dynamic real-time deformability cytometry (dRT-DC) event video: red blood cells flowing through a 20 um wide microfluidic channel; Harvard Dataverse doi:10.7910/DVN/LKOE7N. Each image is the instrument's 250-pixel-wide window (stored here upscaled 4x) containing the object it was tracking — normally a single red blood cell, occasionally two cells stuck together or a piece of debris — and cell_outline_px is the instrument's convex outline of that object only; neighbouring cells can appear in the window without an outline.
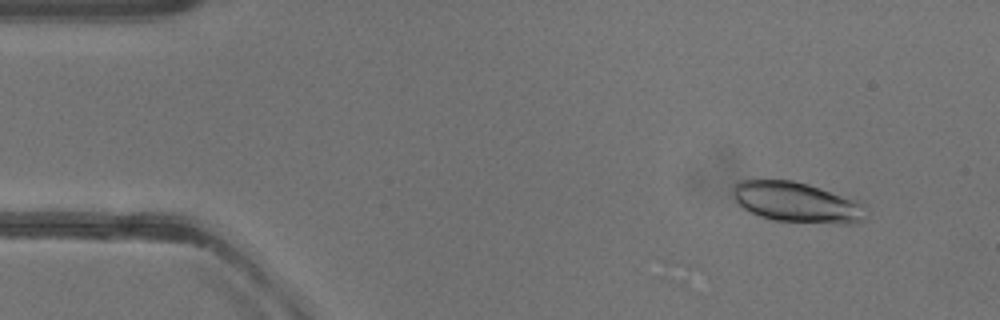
{"species": "common noctule bat (a hibernating species)", "species_latin": "Nyctalus noctula", "temperature_condition": "warm", "stored_images_in_passage": 52, "camera_frame_rate_fps": 3000, "um_per_image_px": 0.085, "animal": {"sex": "female"}, "frame": {"image": 1, "passage_image": 5, "time_ms": 1.333, "image_size_px": [1000, 320], "cell_outline_px": [[868, 220], [852, 224], [836, 224], [772, 220], [756, 216], [748, 212], [736, 200], [732, 192], [732, 188], [740, 180], [792, 180], [808, 184], [868, 204]], "centroid_in_image_um": [67.82, 17.22], "position_along_channel_um": 17.2, "area_um2": 31.91}}
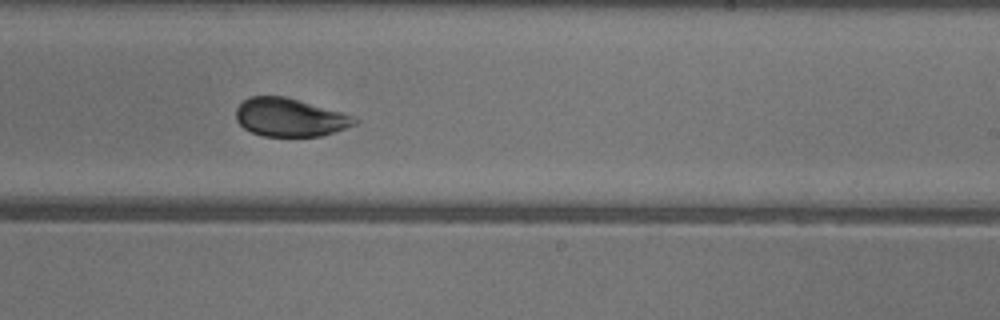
{"frame": {"image": 2, "passage_image": 31, "time_ms": 10.0, "image_size_px": [1000, 320], "cell_outline_px": [[360, 120], [356, 124], [320, 136], [264, 136], [252, 132], [244, 128], [236, 120], [236, 108], [248, 96], [284, 96], [340, 112], [352, 116]], "centroid_in_image_um": [24.6, 9.98], "position_along_channel_um": 264.4, "area_um2": 26.07}}
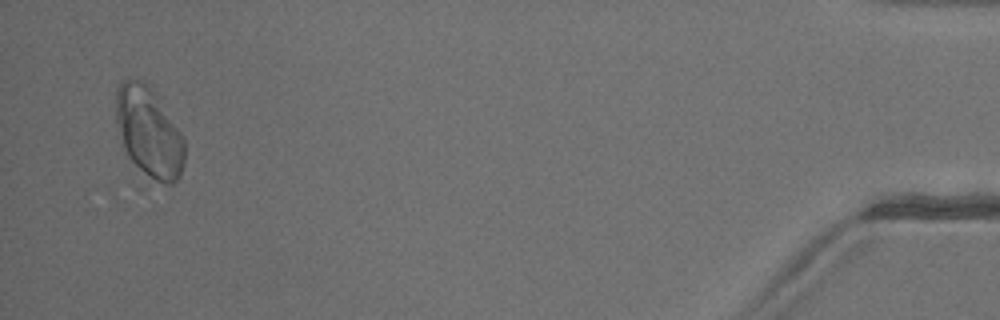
{"frame": {"image": 3, "passage_image": 50, "time_ms": 16.333, "image_size_px": [1000, 320], "cell_outline_px": [[184, 164], [180, 176], [172, 184], [168, 184], [148, 180], [128, 156], [124, 148], [116, 124], [116, 88], [120, 80], [128, 76], [140, 80], [148, 84], [156, 92], [180, 132], [184, 140]], "centroid_in_image_um": [12.64, 11.2], "position_along_channel_um": 422.6, "area_um2": 36.59}, "authors_computed_cell_mechanics": {"area_um2": 28.033, "velocity_mm_per_s": 3.9398, "shape_relaxation_time_tau1_ms": 3.4508, "shape_relaxation_time_tau2_ms": null, "deformation_change_tau1": 0.1485, "deformation_change_tau2": null}}